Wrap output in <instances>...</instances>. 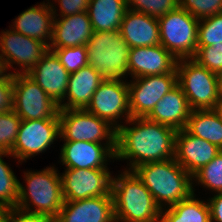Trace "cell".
Listing matches in <instances>:
<instances>
[{
    "label": "cell",
    "mask_w": 222,
    "mask_h": 222,
    "mask_svg": "<svg viewBox=\"0 0 222 222\" xmlns=\"http://www.w3.org/2000/svg\"><path fill=\"white\" fill-rule=\"evenodd\" d=\"M8 208H6L4 205L0 204V222H4V218L6 215Z\"/></svg>",
    "instance_id": "cell-42"
},
{
    "label": "cell",
    "mask_w": 222,
    "mask_h": 222,
    "mask_svg": "<svg viewBox=\"0 0 222 222\" xmlns=\"http://www.w3.org/2000/svg\"><path fill=\"white\" fill-rule=\"evenodd\" d=\"M6 71H8V68H7L6 63L4 61V58L2 57V55L0 53V79L6 78L10 75V73L7 74Z\"/></svg>",
    "instance_id": "cell-40"
},
{
    "label": "cell",
    "mask_w": 222,
    "mask_h": 222,
    "mask_svg": "<svg viewBox=\"0 0 222 222\" xmlns=\"http://www.w3.org/2000/svg\"><path fill=\"white\" fill-rule=\"evenodd\" d=\"M176 72L177 84L191 110L215 109L221 97L217 74L200 66L192 58L178 59Z\"/></svg>",
    "instance_id": "cell-6"
},
{
    "label": "cell",
    "mask_w": 222,
    "mask_h": 222,
    "mask_svg": "<svg viewBox=\"0 0 222 222\" xmlns=\"http://www.w3.org/2000/svg\"><path fill=\"white\" fill-rule=\"evenodd\" d=\"M180 7L202 19L222 13V0H180Z\"/></svg>",
    "instance_id": "cell-35"
},
{
    "label": "cell",
    "mask_w": 222,
    "mask_h": 222,
    "mask_svg": "<svg viewBox=\"0 0 222 222\" xmlns=\"http://www.w3.org/2000/svg\"><path fill=\"white\" fill-rule=\"evenodd\" d=\"M7 155L11 157L10 153L0 151V204L11 209L17 205L20 181L3 161L2 157Z\"/></svg>",
    "instance_id": "cell-28"
},
{
    "label": "cell",
    "mask_w": 222,
    "mask_h": 222,
    "mask_svg": "<svg viewBox=\"0 0 222 222\" xmlns=\"http://www.w3.org/2000/svg\"><path fill=\"white\" fill-rule=\"evenodd\" d=\"M214 110L218 113V115L220 116L222 120V96L220 97V100L216 104V107Z\"/></svg>",
    "instance_id": "cell-41"
},
{
    "label": "cell",
    "mask_w": 222,
    "mask_h": 222,
    "mask_svg": "<svg viewBox=\"0 0 222 222\" xmlns=\"http://www.w3.org/2000/svg\"><path fill=\"white\" fill-rule=\"evenodd\" d=\"M27 75L58 105L64 102L69 73L53 51L48 50Z\"/></svg>",
    "instance_id": "cell-18"
},
{
    "label": "cell",
    "mask_w": 222,
    "mask_h": 222,
    "mask_svg": "<svg viewBox=\"0 0 222 222\" xmlns=\"http://www.w3.org/2000/svg\"><path fill=\"white\" fill-rule=\"evenodd\" d=\"M37 6V7H36ZM32 6L15 18L12 29L24 36L44 42L49 46L54 16H58L51 3L45 2ZM55 10V11H54ZM56 14V15H55ZM50 40V41H49Z\"/></svg>",
    "instance_id": "cell-21"
},
{
    "label": "cell",
    "mask_w": 222,
    "mask_h": 222,
    "mask_svg": "<svg viewBox=\"0 0 222 222\" xmlns=\"http://www.w3.org/2000/svg\"><path fill=\"white\" fill-rule=\"evenodd\" d=\"M133 80L128 83L131 118H146L157 102L177 85V73L149 75Z\"/></svg>",
    "instance_id": "cell-11"
},
{
    "label": "cell",
    "mask_w": 222,
    "mask_h": 222,
    "mask_svg": "<svg viewBox=\"0 0 222 222\" xmlns=\"http://www.w3.org/2000/svg\"><path fill=\"white\" fill-rule=\"evenodd\" d=\"M222 150L207 140L190 134L185 128L175 136V160L193 176Z\"/></svg>",
    "instance_id": "cell-16"
},
{
    "label": "cell",
    "mask_w": 222,
    "mask_h": 222,
    "mask_svg": "<svg viewBox=\"0 0 222 222\" xmlns=\"http://www.w3.org/2000/svg\"><path fill=\"white\" fill-rule=\"evenodd\" d=\"M88 65L104 79H121L128 74L130 47L120 31L93 32L86 44Z\"/></svg>",
    "instance_id": "cell-5"
},
{
    "label": "cell",
    "mask_w": 222,
    "mask_h": 222,
    "mask_svg": "<svg viewBox=\"0 0 222 222\" xmlns=\"http://www.w3.org/2000/svg\"><path fill=\"white\" fill-rule=\"evenodd\" d=\"M53 51L59 58L63 67L68 73L78 71L82 67L88 65V55L86 45H79L75 47H63V48H48Z\"/></svg>",
    "instance_id": "cell-33"
},
{
    "label": "cell",
    "mask_w": 222,
    "mask_h": 222,
    "mask_svg": "<svg viewBox=\"0 0 222 222\" xmlns=\"http://www.w3.org/2000/svg\"><path fill=\"white\" fill-rule=\"evenodd\" d=\"M60 7V16L66 17L88 11L89 0H57ZM56 2V0H55Z\"/></svg>",
    "instance_id": "cell-38"
},
{
    "label": "cell",
    "mask_w": 222,
    "mask_h": 222,
    "mask_svg": "<svg viewBox=\"0 0 222 222\" xmlns=\"http://www.w3.org/2000/svg\"><path fill=\"white\" fill-rule=\"evenodd\" d=\"M126 2L129 10L157 19L180 6V0H126Z\"/></svg>",
    "instance_id": "cell-31"
},
{
    "label": "cell",
    "mask_w": 222,
    "mask_h": 222,
    "mask_svg": "<svg viewBox=\"0 0 222 222\" xmlns=\"http://www.w3.org/2000/svg\"><path fill=\"white\" fill-rule=\"evenodd\" d=\"M192 59L200 66L218 75L222 72V43L197 47L196 54Z\"/></svg>",
    "instance_id": "cell-34"
},
{
    "label": "cell",
    "mask_w": 222,
    "mask_h": 222,
    "mask_svg": "<svg viewBox=\"0 0 222 222\" xmlns=\"http://www.w3.org/2000/svg\"><path fill=\"white\" fill-rule=\"evenodd\" d=\"M24 175L27 188L19 183L16 208L55 220L64 203L61 177L56 168L47 167L37 172L27 171Z\"/></svg>",
    "instance_id": "cell-4"
},
{
    "label": "cell",
    "mask_w": 222,
    "mask_h": 222,
    "mask_svg": "<svg viewBox=\"0 0 222 222\" xmlns=\"http://www.w3.org/2000/svg\"><path fill=\"white\" fill-rule=\"evenodd\" d=\"M87 11L62 17L54 16L51 42L48 48L86 45L93 34Z\"/></svg>",
    "instance_id": "cell-20"
},
{
    "label": "cell",
    "mask_w": 222,
    "mask_h": 222,
    "mask_svg": "<svg viewBox=\"0 0 222 222\" xmlns=\"http://www.w3.org/2000/svg\"><path fill=\"white\" fill-rule=\"evenodd\" d=\"M160 44L177 60L193 58L197 51L198 23L180 6L158 18Z\"/></svg>",
    "instance_id": "cell-7"
},
{
    "label": "cell",
    "mask_w": 222,
    "mask_h": 222,
    "mask_svg": "<svg viewBox=\"0 0 222 222\" xmlns=\"http://www.w3.org/2000/svg\"><path fill=\"white\" fill-rule=\"evenodd\" d=\"M208 204L211 222H222V193L213 195V197L208 200Z\"/></svg>",
    "instance_id": "cell-39"
},
{
    "label": "cell",
    "mask_w": 222,
    "mask_h": 222,
    "mask_svg": "<svg viewBox=\"0 0 222 222\" xmlns=\"http://www.w3.org/2000/svg\"><path fill=\"white\" fill-rule=\"evenodd\" d=\"M177 59L161 44L130 49L128 74L132 78L176 72ZM134 76V77H133Z\"/></svg>",
    "instance_id": "cell-17"
},
{
    "label": "cell",
    "mask_w": 222,
    "mask_h": 222,
    "mask_svg": "<svg viewBox=\"0 0 222 222\" xmlns=\"http://www.w3.org/2000/svg\"><path fill=\"white\" fill-rule=\"evenodd\" d=\"M64 201L84 200L98 196H112V177L108 169H71L62 173Z\"/></svg>",
    "instance_id": "cell-12"
},
{
    "label": "cell",
    "mask_w": 222,
    "mask_h": 222,
    "mask_svg": "<svg viewBox=\"0 0 222 222\" xmlns=\"http://www.w3.org/2000/svg\"><path fill=\"white\" fill-rule=\"evenodd\" d=\"M218 83H219L220 95L222 96V72L218 74Z\"/></svg>",
    "instance_id": "cell-43"
},
{
    "label": "cell",
    "mask_w": 222,
    "mask_h": 222,
    "mask_svg": "<svg viewBox=\"0 0 222 222\" xmlns=\"http://www.w3.org/2000/svg\"><path fill=\"white\" fill-rule=\"evenodd\" d=\"M112 177L115 222H161V208L133 171Z\"/></svg>",
    "instance_id": "cell-3"
},
{
    "label": "cell",
    "mask_w": 222,
    "mask_h": 222,
    "mask_svg": "<svg viewBox=\"0 0 222 222\" xmlns=\"http://www.w3.org/2000/svg\"><path fill=\"white\" fill-rule=\"evenodd\" d=\"M126 0H89L88 14L94 32L120 31Z\"/></svg>",
    "instance_id": "cell-25"
},
{
    "label": "cell",
    "mask_w": 222,
    "mask_h": 222,
    "mask_svg": "<svg viewBox=\"0 0 222 222\" xmlns=\"http://www.w3.org/2000/svg\"><path fill=\"white\" fill-rule=\"evenodd\" d=\"M4 222H55V220L45 215L29 213L13 207L7 210Z\"/></svg>",
    "instance_id": "cell-37"
},
{
    "label": "cell",
    "mask_w": 222,
    "mask_h": 222,
    "mask_svg": "<svg viewBox=\"0 0 222 222\" xmlns=\"http://www.w3.org/2000/svg\"><path fill=\"white\" fill-rule=\"evenodd\" d=\"M48 46L39 40L24 36L12 28L0 34V53L4 58L7 68L17 63L20 72L13 74H27L48 51Z\"/></svg>",
    "instance_id": "cell-14"
},
{
    "label": "cell",
    "mask_w": 222,
    "mask_h": 222,
    "mask_svg": "<svg viewBox=\"0 0 222 222\" xmlns=\"http://www.w3.org/2000/svg\"><path fill=\"white\" fill-rule=\"evenodd\" d=\"M221 43L222 13L199 19L197 47L212 46L213 44Z\"/></svg>",
    "instance_id": "cell-30"
},
{
    "label": "cell",
    "mask_w": 222,
    "mask_h": 222,
    "mask_svg": "<svg viewBox=\"0 0 222 222\" xmlns=\"http://www.w3.org/2000/svg\"><path fill=\"white\" fill-rule=\"evenodd\" d=\"M126 123L134 126L117 128L114 159L129 160V171L144 163L174 158L175 129L147 118H129Z\"/></svg>",
    "instance_id": "cell-1"
},
{
    "label": "cell",
    "mask_w": 222,
    "mask_h": 222,
    "mask_svg": "<svg viewBox=\"0 0 222 222\" xmlns=\"http://www.w3.org/2000/svg\"><path fill=\"white\" fill-rule=\"evenodd\" d=\"M194 192L167 209L165 206L161 222H211L209 204L196 199Z\"/></svg>",
    "instance_id": "cell-27"
},
{
    "label": "cell",
    "mask_w": 222,
    "mask_h": 222,
    "mask_svg": "<svg viewBox=\"0 0 222 222\" xmlns=\"http://www.w3.org/2000/svg\"><path fill=\"white\" fill-rule=\"evenodd\" d=\"M192 179L212 192L222 193V151L210 163L197 171Z\"/></svg>",
    "instance_id": "cell-29"
},
{
    "label": "cell",
    "mask_w": 222,
    "mask_h": 222,
    "mask_svg": "<svg viewBox=\"0 0 222 222\" xmlns=\"http://www.w3.org/2000/svg\"><path fill=\"white\" fill-rule=\"evenodd\" d=\"M55 222H115L113 197L64 201Z\"/></svg>",
    "instance_id": "cell-19"
},
{
    "label": "cell",
    "mask_w": 222,
    "mask_h": 222,
    "mask_svg": "<svg viewBox=\"0 0 222 222\" xmlns=\"http://www.w3.org/2000/svg\"><path fill=\"white\" fill-rule=\"evenodd\" d=\"M132 171L150 191L161 210L165 205L171 207L193 193L192 176L175 158L144 163Z\"/></svg>",
    "instance_id": "cell-2"
},
{
    "label": "cell",
    "mask_w": 222,
    "mask_h": 222,
    "mask_svg": "<svg viewBox=\"0 0 222 222\" xmlns=\"http://www.w3.org/2000/svg\"><path fill=\"white\" fill-rule=\"evenodd\" d=\"M120 32L130 48L160 44L158 19L144 13L128 9L121 22Z\"/></svg>",
    "instance_id": "cell-22"
},
{
    "label": "cell",
    "mask_w": 222,
    "mask_h": 222,
    "mask_svg": "<svg viewBox=\"0 0 222 222\" xmlns=\"http://www.w3.org/2000/svg\"><path fill=\"white\" fill-rule=\"evenodd\" d=\"M22 119L14 110L0 113V151L11 153Z\"/></svg>",
    "instance_id": "cell-32"
},
{
    "label": "cell",
    "mask_w": 222,
    "mask_h": 222,
    "mask_svg": "<svg viewBox=\"0 0 222 222\" xmlns=\"http://www.w3.org/2000/svg\"><path fill=\"white\" fill-rule=\"evenodd\" d=\"M185 129L222 150V120L214 109L191 110Z\"/></svg>",
    "instance_id": "cell-26"
},
{
    "label": "cell",
    "mask_w": 222,
    "mask_h": 222,
    "mask_svg": "<svg viewBox=\"0 0 222 222\" xmlns=\"http://www.w3.org/2000/svg\"><path fill=\"white\" fill-rule=\"evenodd\" d=\"M14 97V74L13 72L6 78L0 79V113L13 110Z\"/></svg>",
    "instance_id": "cell-36"
},
{
    "label": "cell",
    "mask_w": 222,
    "mask_h": 222,
    "mask_svg": "<svg viewBox=\"0 0 222 222\" xmlns=\"http://www.w3.org/2000/svg\"><path fill=\"white\" fill-rule=\"evenodd\" d=\"M60 138L64 141H87L116 145V129L86 109H59Z\"/></svg>",
    "instance_id": "cell-8"
},
{
    "label": "cell",
    "mask_w": 222,
    "mask_h": 222,
    "mask_svg": "<svg viewBox=\"0 0 222 222\" xmlns=\"http://www.w3.org/2000/svg\"><path fill=\"white\" fill-rule=\"evenodd\" d=\"M86 110L107 121L117 130L121 126L117 124V119L125 117L126 122L131 118L128 82L125 83L121 79H104L92 95Z\"/></svg>",
    "instance_id": "cell-10"
},
{
    "label": "cell",
    "mask_w": 222,
    "mask_h": 222,
    "mask_svg": "<svg viewBox=\"0 0 222 222\" xmlns=\"http://www.w3.org/2000/svg\"><path fill=\"white\" fill-rule=\"evenodd\" d=\"M104 78L90 65L70 73L65 103L59 109H86L90 104L92 95L103 82Z\"/></svg>",
    "instance_id": "cell-24"
},
{
    "label": "cell",
    "mask_w": 222,
    "mask_h": 222,
    "mask_svg": "<svg viewBox=\"0 0 222 222\" xmlns=\"http://www.w3.org/2000/svg\"><path fill=\"white\" fill-rule=\"evenodd\" d=\"M13 110L22 120L59 119V105L27 74H14Z\"/></svg>",
    "instance_id": "cell-9"
},
{
    "label": "cell",
    "mask_w": 222,
    "mask_h": 222,
    "mask_svg": "<svg viewBox=\"0 0 222 222\" xmlns=\"http://www.w3.org/2000/svg\"><path fill=\"white\" fill-rule=\"evenodd\" d=\"M60 138L59 119L22 120L11 156L23 162L46 151Z\"/></svg>",
    "instance_id": "cell-13"
},
{
    "label": "cell",
    "mask_w": 222,
    "mask_h": 222,
    "mask_svg": "<svg viewBox=\"0 0 222 222\" xmlns=\"http://www.w3.org/2000/svg\"><path fill=\"white\" fill-rule=\"evenodd\" d=\"M60 160L71 169H108L107 159L115 158L116 145L87 141H64Z\"/></svg>",
    "instance_id": "cell-15"
},
{
    "label": "cell",
    "mask_w": 222,
    "mask_h": 222,
    "mask_svg": "<svg viewBox=\"0 0 222 222\" xmlns=\"http://www.w3.org/2000/svg\"><path fill=\"white\" fill-rule=\"evenodd\" d=\"M190 112L187 98L177 84L157 102L146 118L178 131L186 127Z\"/></svg>",
    "instance_id": "cell-23"
}]
</instances>
